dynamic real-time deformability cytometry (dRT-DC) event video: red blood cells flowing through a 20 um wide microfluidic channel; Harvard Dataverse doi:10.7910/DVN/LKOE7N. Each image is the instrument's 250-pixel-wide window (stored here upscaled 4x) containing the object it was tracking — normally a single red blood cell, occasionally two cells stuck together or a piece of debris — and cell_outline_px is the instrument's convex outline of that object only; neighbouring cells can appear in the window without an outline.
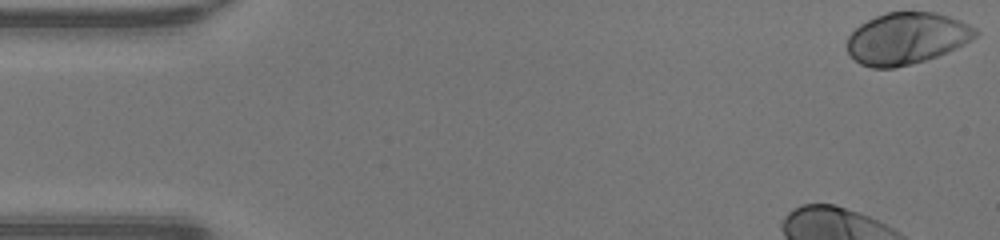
{"species": "human", "species_latin": "Homo sapiens", "temperature_condition": "warm", "stored_images_in_passage": 38, "camera_frame_rate_fps": 3000, "um_per_image_px": 0.085, "donor": {"sex": "male"}, "frame": {"image": 1, "passage_image": 1, "time_ms": 0.0, "image_size_px": [1000, 240], "cell_outline_px": [[980, 32], [972, 40], [956, 48], [936, 56], [924, 60], [892, 68], [872, 68], [860, 64], [848, 52], [848, 36], [860, 24], [876, 16], [888, 12], [936, 12], [960, 20], [976, 28]], "centroid_in_image_um": [77.08, 3.25], "position_along_channel_um": 7.9, "area_um2": 38.38}}
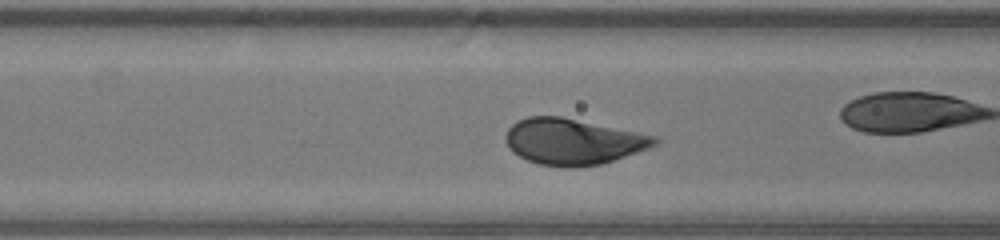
{"frame": {"image": 2, "passage_image": 17, "time_ms": 5.333, "image_size_px": [1000, 240], "cell_outline_px": [[660, 140], [656, 144], [648, 148], [604, 164], [540, 164], [528, 160], [512, 152], [508, 148], [504, 140], [504, 136], [508, 128], [512, 124], [528, 116], [560, 116], [656, 136]], "centroid_in_image_um": [48.67, 11.99], "position_along_channel_um": 117.9, "area_um2": 39.02}, "authors_computed_cell_mechanics": {"area_um2": 39.2462, "velocity_mm_per_s": 4.2147, "shape_relaxation_time_tau1_ms": 1.5417, "shape_relaxation_time_tau2_ms": null, "deformation_change_tau1": 0.1311, "deformation_change_tau2": null}}